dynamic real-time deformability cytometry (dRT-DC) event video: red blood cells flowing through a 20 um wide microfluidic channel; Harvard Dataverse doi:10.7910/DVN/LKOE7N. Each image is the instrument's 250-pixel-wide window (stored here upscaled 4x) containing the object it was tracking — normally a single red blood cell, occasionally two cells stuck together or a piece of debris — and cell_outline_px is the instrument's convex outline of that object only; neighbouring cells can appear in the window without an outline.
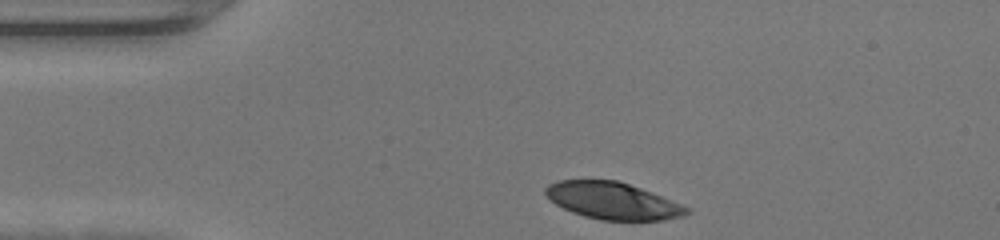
{"species": "human", "species_latin": "Homo sapiens", "temperature_condition": "warm", "stored_images_in_passage": 30, "camera_frame_rate_fps": 3000, "um_per_image_px": 0.085, "donor": {"sex": "female"}, "frame": {"image": 1, "passage_image": 1, "time_ms": 0.0, "image_size_px": [1000, 240], "cell_outline_px": [[692, 212], [684, 216], [664, 220], [600, 220], [584, 216], [572, 212], [556, 204], [544, 192], [544, 188], [548, 184], [560, 180], [616, 180], [652, 192], [680, 204], [688, 208]], "centroid_in_image_um": [52.08, 17.07], "position_along_channel_um": 32.9, "area_um2": 30.17}}
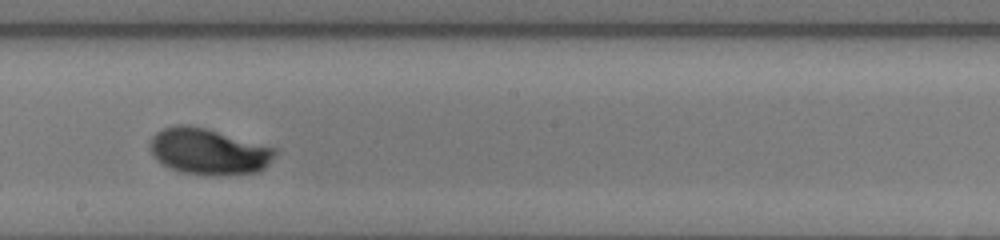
{"frame": {"image": 2, "passage_image": 18, "time_ms": 5.667, "image_size_px": [1000, 240], "cell_outline_px": [[276, 152], [268, 164], [264, 168], [256, 172], [212, 176], [184, 172], [172, 168], [156, 160], [152, 152], [152, 136], [156, 132], [164, 128], [176, 124], [188, 124], [204, 128], [276, 148]], "centroid_in_image_um": [17.73, 12.87], "position_along_channel_um": 230.5, "area_um2": 33.06}}
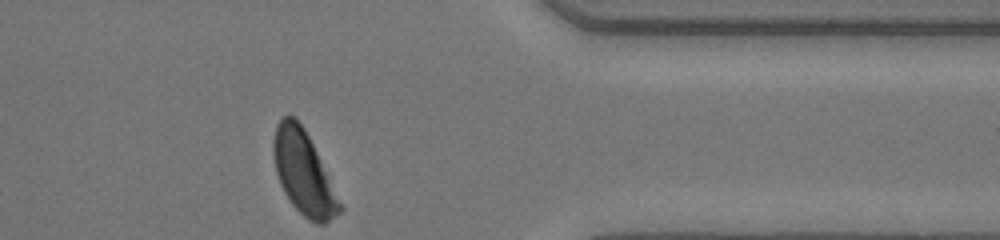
{"frame": {"image": 3, "passage_image": 30, "time_ms": 9.667, "image_size_px": [1000, 240], "cell_outline_px": [[344, 208], [340, 212], [324, 224], [316, 224], [308, 220], [292, 204], [284, 192], [280, 184], [276, 172], [272, 156], [272, 140], [276, 124], [288, 112], [296, 116], [304, 128]], "centroid_in_image_um": [25.76, 14.66], "position_along_channel_um": 385.6, "area_um2": 32.08}, "authors_computed_cell_mechanics": {"area_um2": 32.7148, "velocity_mm_per_s": 4.3152, "shape_relaxation_time_tau1_ms": 2.1105, "shape_relaxation_time_tau2_ms": null, "deformation_change_tau1": 0.1484, "deformation_change_tau2": null}}